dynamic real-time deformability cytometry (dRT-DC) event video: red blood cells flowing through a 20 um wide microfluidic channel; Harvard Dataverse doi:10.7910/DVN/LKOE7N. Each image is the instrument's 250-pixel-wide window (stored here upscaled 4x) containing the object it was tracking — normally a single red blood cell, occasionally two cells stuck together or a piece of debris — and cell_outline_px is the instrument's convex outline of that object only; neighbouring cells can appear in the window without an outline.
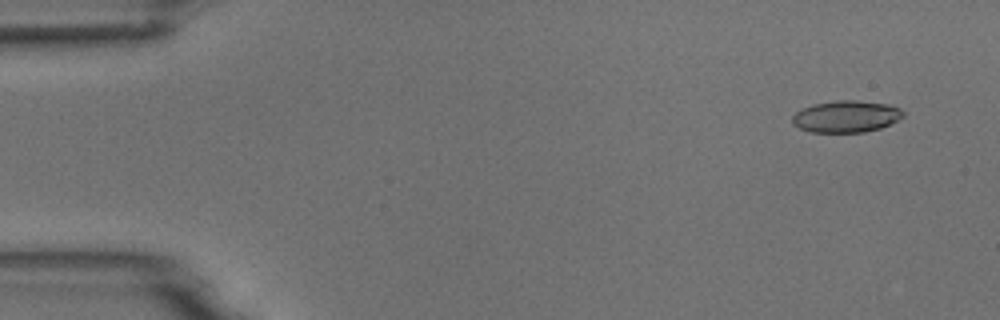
{"species": "common noctule bat (a hibernating species)", "species_latin": "Nyctalus noctula", "temperature_condition": "room temperature", "stored_images_in_passage": 5, "camera_frame_rate_fps": 3000, "um_per_image_px": 0.085, "animal": {"sex": "male", "body_mass_g": 18.8}, "frame": {"image": 1, "passage_image": 2, "time_ms": 1.0, "image_size_px": [1000, 320], "cell_outline_px": [[904, 116], [880, 128], [864, 132], [812, 132], [800, 128], [792, 124], [792, 116], [796, 112], [812, 104], [836, 100], [856, 100], [888, 104], [900, 108], [904, 112]], "centroid_in_image_um": [71.91, 9.89], "position_along_channel_um": 13.1, "area_um2": 20.46}}
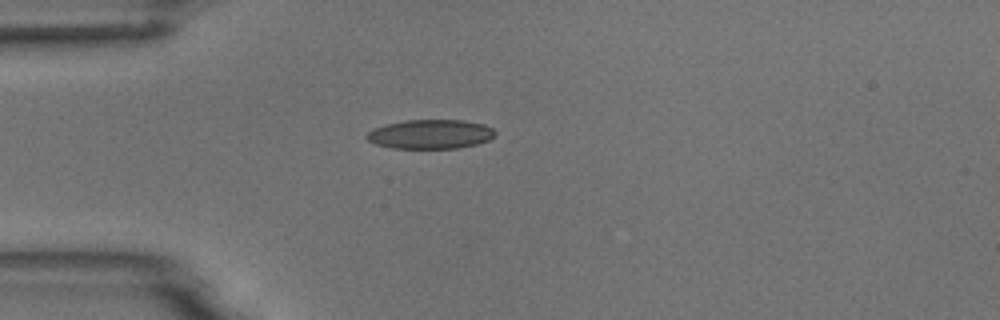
{"frame": {"image": 2, "passage_image": 5, "time_ms": 4.667, "image_size_px": [1000, 320], "cell_outline_px": [[496, 132], [488, 140], [476, 144], [456, 148], [392, 148], [376, 144], [368, 140], [364, 136], [368, 132], [376, 128], [388, 124], [404, 120], [464, 120], [484, 124], [492, 128]], "centroid_in_image_um": [36.58, 11.4], "position_along_channel_um": 48.4, "area_um2": 21.68}}